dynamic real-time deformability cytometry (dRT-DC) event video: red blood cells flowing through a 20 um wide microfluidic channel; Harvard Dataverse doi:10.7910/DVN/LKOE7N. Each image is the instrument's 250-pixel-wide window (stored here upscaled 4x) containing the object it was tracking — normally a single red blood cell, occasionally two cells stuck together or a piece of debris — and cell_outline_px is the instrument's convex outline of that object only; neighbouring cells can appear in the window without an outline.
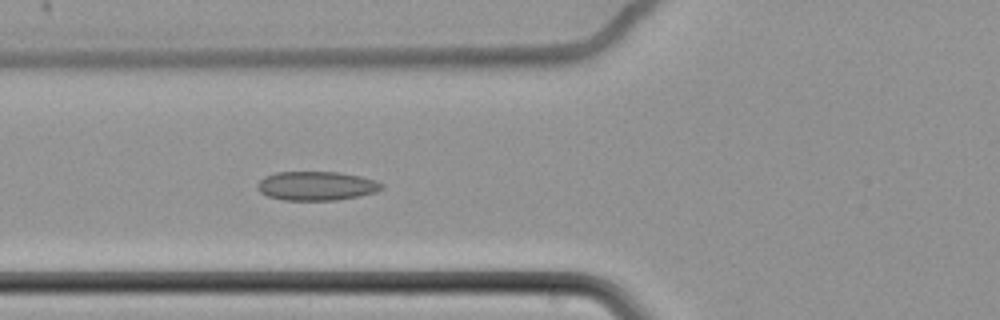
{"species": "common noctule bat (a hibernating species)", "species_latin": "Nyctalus noctula", "temperature_condition": "cold", "stored_images_in_passage": 7, "camera_frame_rate_fps": 3000, "um_per_image_px": 0.085, "animal": {"sex": "female", "body_mass_g": 22.7, "forearm_length_mm": 54.2}, "frame": {"image": 1, "passage_image": 7, "time_ms": 2.0, "image_size_px": [1000, 320], "cell_outline_px": [[384, 188], [376, 192], [336, 200], [284, 200], [268, 196], [260, 192], [256, 188], [256, 184], [264, 176], [276, 172], [340, 172], [360, 176], [376, 180], [384, 184]], "centroid_in_image_um": [26.89, 15.79], "position_along_channel_um": 98.9, "area_um2": 21.1}}